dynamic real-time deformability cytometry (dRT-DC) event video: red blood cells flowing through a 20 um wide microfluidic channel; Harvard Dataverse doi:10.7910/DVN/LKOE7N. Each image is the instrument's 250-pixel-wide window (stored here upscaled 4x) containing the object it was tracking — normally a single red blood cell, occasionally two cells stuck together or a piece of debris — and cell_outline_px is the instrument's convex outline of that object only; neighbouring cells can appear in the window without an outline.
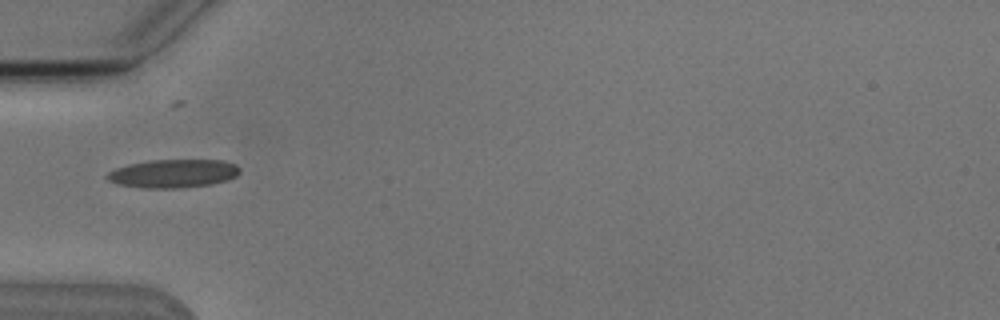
{"species": "Egyptian fruit bat (a non-hibernating species)", "species_latin": "Rousettus aegyptiacus", "temperature_condition": "cold", "stored_images_in_passage": 3, "camera_frame_rate_fps": 3000, "um_per_image_px": 0.085, "animal": {"sex": "male"}, "frame": {"image": 1, "passage_image": 3, "time_ms": 3.0, "image_size_px": [1000, 320], "cell_outline_px": [[240, 172], [236, 176], [228, 180], [208, 184], [176, 188], [148, 188], [116, 184], [108, 180], [104, 176], [108, 172], [116, 168], [128, 164], [148, 160], [220, 160], [236, 164], [240, 168]], "centroid_in_image_um": [14.7, 14.74], "position_along_channel_um": 70.3, "area_um2": 21.91}}